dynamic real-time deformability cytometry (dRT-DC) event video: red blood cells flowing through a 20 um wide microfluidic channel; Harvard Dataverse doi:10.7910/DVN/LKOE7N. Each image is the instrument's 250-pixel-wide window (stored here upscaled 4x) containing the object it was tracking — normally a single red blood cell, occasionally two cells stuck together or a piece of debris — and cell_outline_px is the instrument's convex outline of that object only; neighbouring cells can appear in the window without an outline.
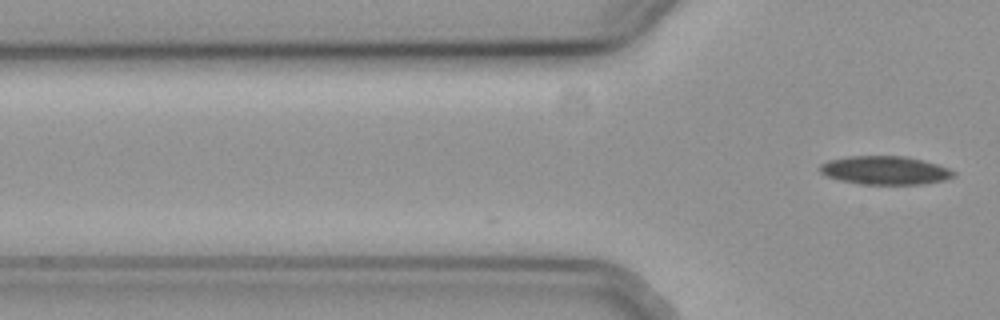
{"species": "common noctule bat (a hibernating species)", "species_latin": "Nyctalus noctula", "temperature_condition": "cold", "stored_images_in_passage": 11, "camera_frame_rate_fps": 3000, "um_per_image_px": 0.085, "animal": {"sex": "female", "body_mass_g": 19.3, "forearm_length_mm": 54.1}, "frame": {"image": 1, "passage_image": 11, "time_ms": 3.333, "image_size_px": [1000, 320], "cell_outline_px": [[956, 176], [944, 180], [920, 184], [860, 184], [840, 180], [824, 176], [816, 168], [820, 164], [828, 160], [848, 156], [904, 156], [936, 164], [948, 168], [956, 172]], "centroid_in_image_um": [75.16, 14.48], "position_along_channel_um": 50.6, "area_um2": 22.25}}